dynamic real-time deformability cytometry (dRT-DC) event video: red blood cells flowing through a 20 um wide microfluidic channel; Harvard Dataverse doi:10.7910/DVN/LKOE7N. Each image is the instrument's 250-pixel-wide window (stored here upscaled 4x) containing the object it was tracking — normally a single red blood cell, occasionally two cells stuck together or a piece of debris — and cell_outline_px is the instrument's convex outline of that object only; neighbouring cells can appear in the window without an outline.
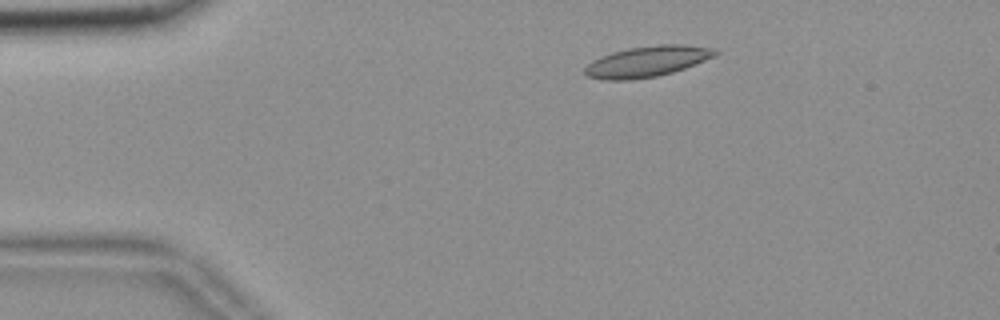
{"species": "common noctule bat (a hibernating species)", "species_latin": "Nyctalus noctula", "temperature_condition": "room temperature", "stored_images_in_passage": 47, "camera_frame_rate_fps": 3000, "um_per_image_px": 0.085, "animal": {"sex": "female", "body_mass_g": 18.4}, "frame": {"image": 1, "passage_image": 2, "time_ms": 0.333, "image_size_px": [1000, 320], "cell_outline_px": [[720, 52], [716, 56], [684, 68], [672, 72], [656, 76], [632, 80], [604, 80], [588, 76], [584, 72], [584, 68], [592, 60], [600, 56], [612, 52], [628, 48], [660, 44], [684, 44], [716, 48]], "centroid_in_image_um": [55.02, 5.21], "position_along_channel_um": 30.0, "area_um2": 23.52}}
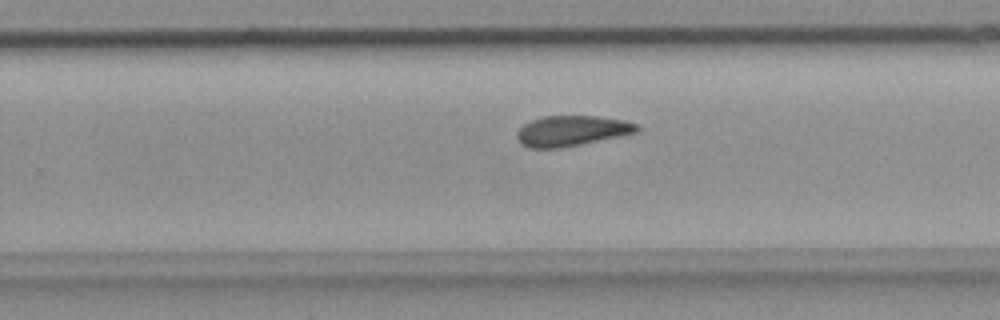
{"frame": {"image": 2, "passage_image": 27, "time_ms": 8.667, "image_size_px": [1000, 320], "cell_outline_px": [[640, 132], [560, 148], [528, 148], [520, 144], [516, 136], [516, 132], [524, 124], [532, 120], [544, 116], [596, 116], [624, 120], [636, 124], [640, 128]], "centroid_in_image_um": [48.58, 11.12], "position_along_channel_um": 281.2, "area_um2": 21.27}}
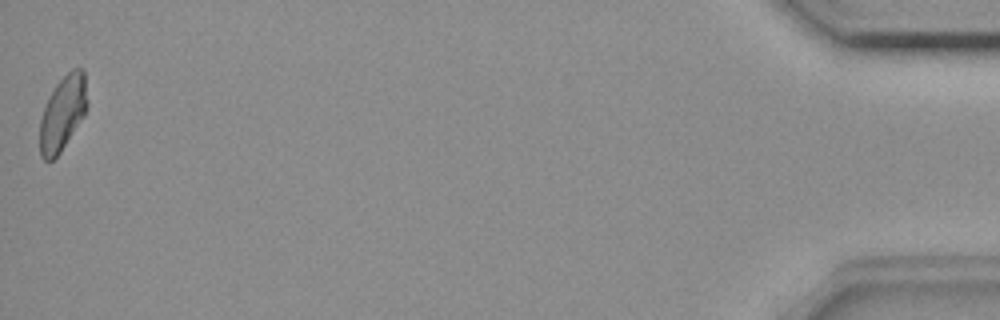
{"frame": {"image": 3, "passage_image": 47, "time_ms": 15.333, "image_size_px": [1000, 320], "cell_outline_px": [[88, 104], [84, 116], [60, 152], [52, 160], [44, 160], [40, 156], [40, 120], [44, 108], [56, 84], [72, 68], [80, 68], [84, 72], [88, 100]], "centroid_in_image_um": [5.35, 9.62], "position_along_channel_um": 429.9, "area_um2": 20.4}, "authors_computed_cell_mechanics": {"area_um2": 21.8484, "velocity_mm_per_s": 3.6667, "shape_relaxation_time_tau1_ms": null, "shape_relaxation_time_tau2_ms": 5.7285, "deformation_change_tau1": null, "deformation_change_tau2": 0.1314}}